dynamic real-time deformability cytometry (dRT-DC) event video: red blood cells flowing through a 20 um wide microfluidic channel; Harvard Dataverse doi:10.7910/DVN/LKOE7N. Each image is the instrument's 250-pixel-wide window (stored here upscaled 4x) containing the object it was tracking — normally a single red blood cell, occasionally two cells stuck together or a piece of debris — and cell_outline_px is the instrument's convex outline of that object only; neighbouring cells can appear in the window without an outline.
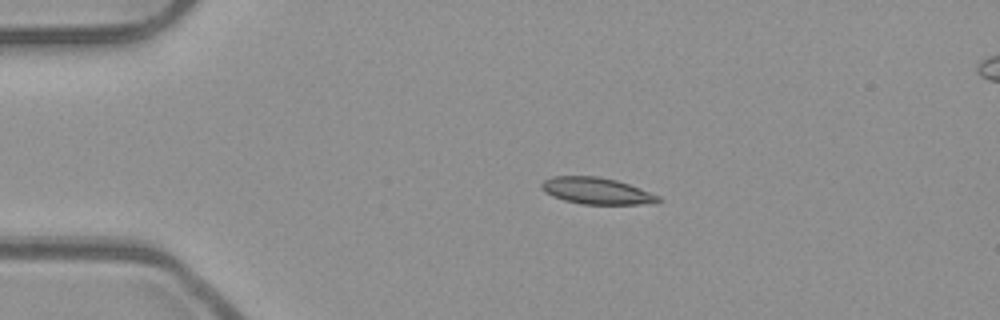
{"species": "common noctule bat (a hibernating species)", "species_latin": "Nyctalus noctula", "temperature_condition": "room temperature", "stored_images_in_passage": 42, "camera_frame_rate_fps": 3000, "um_per_image_px": 0.085, "animal": {"sex": "male", "body_mass_g": 23.1, "forearm_length_mm": 52.7}, "frame": {"image": 1, "passage_image": 1, "time_ms": 0.0, "image_size_px": [1000, 320], "cell_outline_px": [[660, 200], [656, 204], [580, 204], [564, 200], [552, 196], [544, 192], [540, 188], [540, 184], [544, 180], [552, 176], [596, 176], [616, 180], [640, 188], [660, 196]], "centroid_in_image_um": [50.69, 16.23], "position_along_channel_um": 34.3, "area_um2": 18.21}}
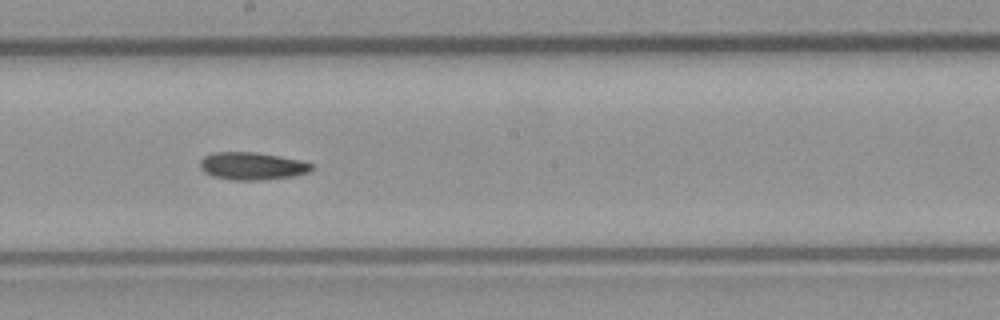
{"frame": {"image": 2, "passage_image": 19, "time_ms": 6.0, "image_size_px": [1000, 320], "cell_outline_px": [[312, 168], [308, 172], [292, 176], [260, 180], [232, 180], [212, 176], [204, 172], [200, 168], [200, 160], [204, 156], [212, 152], [256, 152], [300, 160], [312, 164]], "centroid_in_image_um": [21.37, 14.11], "position_along_channel_um": 226.8, "area_um2": 17.86}}
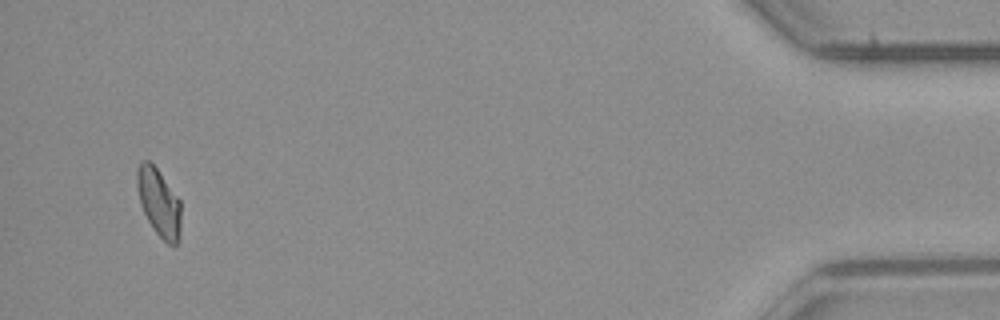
{"frame": {"image": 3, "passage_image": 40, "time_ms": 13.0, "image_size_px": [1000, 320], "cell_outline_px": [[180, 232], [176, 244], [168, 244], [156, 232], [148, 220], [140, 204], [136, 184], [136, 168], [140, 160], [148, 160], [156, 168], [180, 200]], "centroid_in_image_um": [13.47, 17.17], "position_along_channel_um": 421.7, "area_um2": 17.17}, "authors_computed_cell_mechanics": {"area_um2": 17.6001, "velocity_mm_per_s": 3.9696, "shape_relaxation_time_tau1_ms": null, "shape_relaxation_time_tau2_ms": 6.9825, "deformation_change_tau1": null, "deformation_change_tau2": 0.098}}